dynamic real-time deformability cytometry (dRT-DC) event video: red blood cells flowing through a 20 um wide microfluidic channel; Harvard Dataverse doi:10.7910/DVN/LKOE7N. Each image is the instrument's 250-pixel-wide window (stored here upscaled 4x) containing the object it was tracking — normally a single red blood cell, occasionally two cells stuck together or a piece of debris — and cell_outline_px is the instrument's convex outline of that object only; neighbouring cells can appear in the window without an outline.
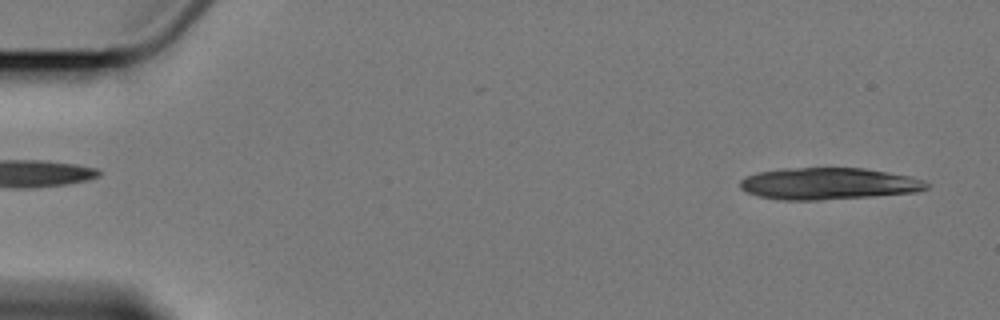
{"species": "Egyptian fruit bat (a non-hibernating species)", "species_latin": "Rousettus aegyptiacus", "temperature_condition": "cold", "stored_images_in_passage": 5, "segment_of_instrument_passage": [2, 2], "camera_frame_rate_fps": 3000, "um_per_image_px": 0.085, "animal": {"sex": "female"}, "frame": {"image": 1, "passage_image": 5, "time_ms": 5.667, "image_size_px": [1000, 320], "cell_outline_px": [[932, 184], [928, 188], [916, 192], [872, 196], [820, 200], [784, 200], [760, 196], [748, 192], [740, 188], [740, 180], [744, 176], [756, 172], [784, 168], [864, 168], [908, 176], [924, 180]], "centroid_in_image_um": [70.42, 15.61], "position_along_channel_um": 14.6, "area_um2": 34.56}}